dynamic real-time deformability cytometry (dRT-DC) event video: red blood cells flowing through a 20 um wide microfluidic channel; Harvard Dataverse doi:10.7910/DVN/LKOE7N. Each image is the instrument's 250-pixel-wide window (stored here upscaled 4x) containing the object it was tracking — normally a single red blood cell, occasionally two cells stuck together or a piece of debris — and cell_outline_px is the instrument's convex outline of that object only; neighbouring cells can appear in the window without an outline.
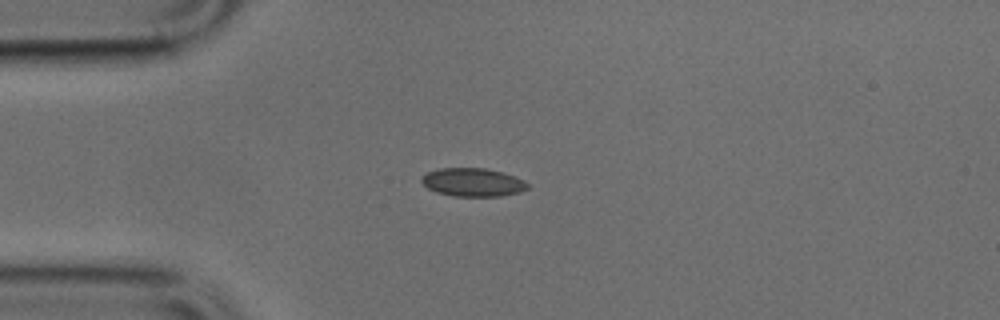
{"species": "common noctule bat (a hibernating species)", "species_latin": "Nyctalus noctula", "temperature_condition": "cold", "stored_images_in_passage": 12, "camera_frame_rate_fps": 3000, "um_per_image_px": 0.085, "animal": {"sex": "male", "body_mass_g": 17.9, "forearm_length_mm": 54.2}, "frame": {"image": 1, "passage_image": 1, "time_ms": 0.0, "image_size_px": [1000, 320], "cell_outline_px": [[528, 188], [520, 192], [500, 196], [452, 196], [436, 192], [428, 188], [420, 180], [428, 172], [440, 168], [484, 168], [504, 172], [524, 180], [528, 184]], "centroid_in_image_um": [40.21, 15.49], "position_along_channel_um": 44.8, "area_um2": 17.46}}
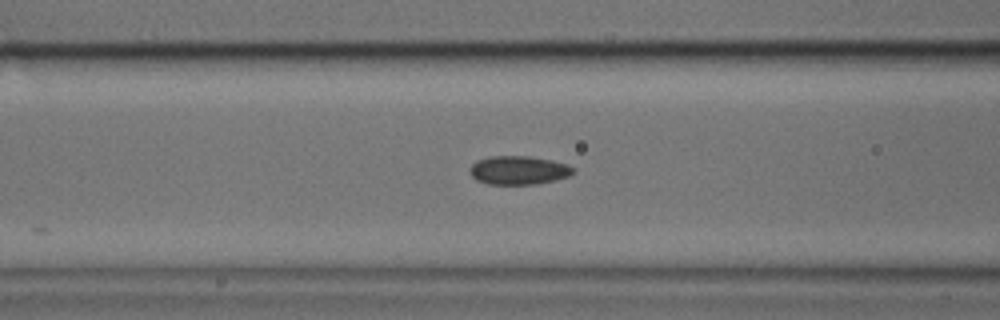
{"frame": {"image": 2, "passage_image": 8, "time_ms": 2.333, "image_size_px": [1000, 320], "cell_outline_px": [[576, 172], [568, 176], [556, 180], [536, 184], [488, 184], [476, 180], [472, 176], [468, 168], [476, 160], [488, 156], [528, 156], [548, 160], [564, 164], [572, 168]], "centroid_in_image_um": [44.02, 14.47], "position_along_channel_um": 122.6, "area_um2": 17.17}}